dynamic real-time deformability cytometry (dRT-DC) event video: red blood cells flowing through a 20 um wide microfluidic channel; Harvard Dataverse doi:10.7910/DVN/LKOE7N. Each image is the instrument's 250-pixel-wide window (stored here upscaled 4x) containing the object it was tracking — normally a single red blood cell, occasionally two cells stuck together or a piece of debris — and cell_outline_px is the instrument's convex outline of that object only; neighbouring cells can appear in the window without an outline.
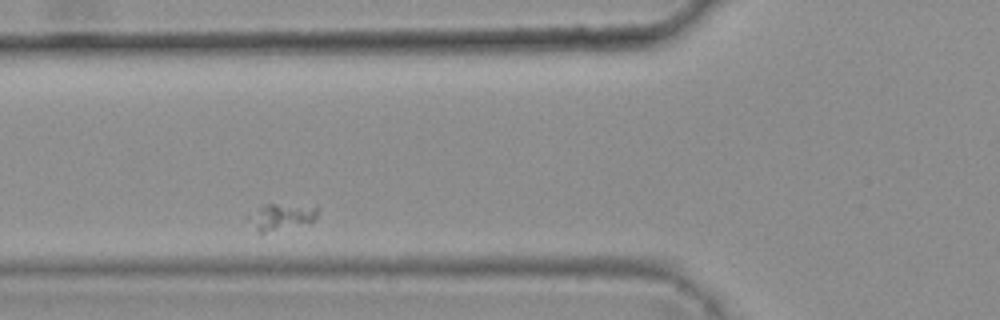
{"species": "common noctule bat (a hibernating species)", "species_latin": "Nyctalus noctula", "temperature_condition": "warm", "stored_images_in_passage": 3, "camera_frame_rate_fps": 3000, "um_per_image_px": 0.085, "animal": {"sex": "female", "body_mass_g": 25.1}, "frame": {"image": 1, "passage_image": 2, "time_ms": 0.333, "image_size_px": [1000, 320], "cell_outline_px": [[320, 208], [316, 216], [312, 220], [264, 232], [260, 232], [256, 228], [248, 216], [264, 204], [316, 204]], "centroid_in_image_um": [24.0, 18.33], "position_along_channel_um": 101.8, "area_um2": 10.12}}
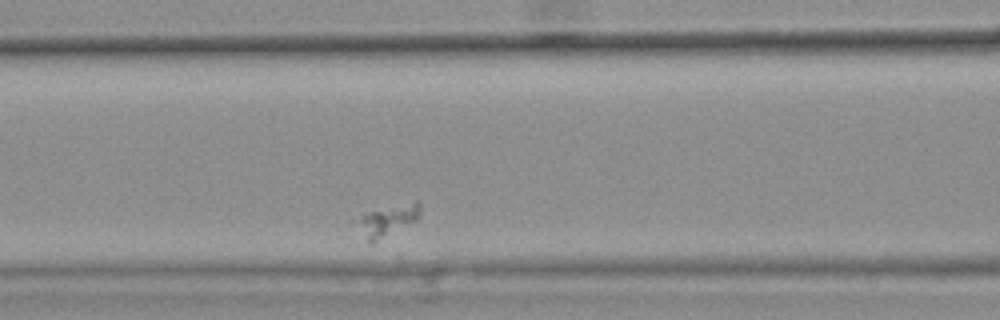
{"frame": {"image": 2, "passage_image": 3, "time_ms": 0.667, "image_size_px": [1000, 320], "cell_outline_px": [[420, 212], [416, 220], [372, 244], [368, 240], [360, 220], [360, 216], [368, 212], [416, 200], [420, 200]], "centroid_in_image_um": [33.08, 18.69], "position_along_channel_um": 133.5, "area_um2": 10.69}}